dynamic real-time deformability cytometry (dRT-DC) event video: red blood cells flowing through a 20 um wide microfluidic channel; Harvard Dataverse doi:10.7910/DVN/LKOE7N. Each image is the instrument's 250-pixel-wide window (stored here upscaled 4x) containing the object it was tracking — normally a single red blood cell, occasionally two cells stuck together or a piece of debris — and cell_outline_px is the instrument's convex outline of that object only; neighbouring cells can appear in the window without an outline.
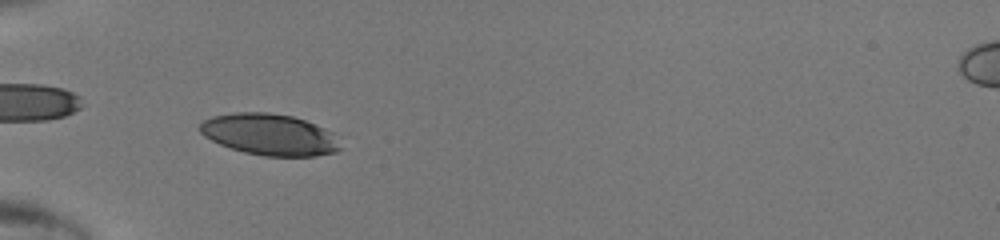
{"species": "human", "species_latin": "Homo sapiens", "temperature_condition": "room temperature", "stored_images_in_passage": 44, "camera_frame_rate_fps": 3000, "um_per_image_px": 0.085, "donor": {"sex": "male"}, "frame": {"image": 1, "passage_image": 13, "time_ms": 4.0, "image_size_px": [1000, 240], "cell_outline_px": [[340, 148], [336, 152], [316, 156], [264, 156], [244, 152], [220, 144], [204, 136], [200, 132], [200, 124], [204, 120], [212, 116], [232, 112], [268, 112], [292, 116], [304, 120], [324, 128], [332, 132]], "centroid_in_image_um": [22.88, 11.43], "position_along_channel_um": 62.1, "area_um2": 33.7}}
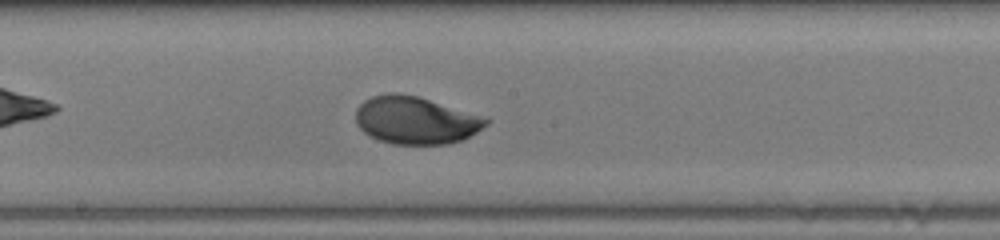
{"frame": {"image": 2, "passage_image": 24, "time_ms": 7.667, "image_size_px": [1000, 240], "cell_outline_px": [[492, 120], [488, 124], [464, 140], [448, 144], [392, 144], [368, 136], [356, 124], [356, 108], [364, 100], [372, 96], [388, 92], [400, 92], [416, 96], [480, 116]], "centroid_in_image_um": [35.28, 10.23], "position_along_channel_um": 212.9, "area_um2": 36.01}}
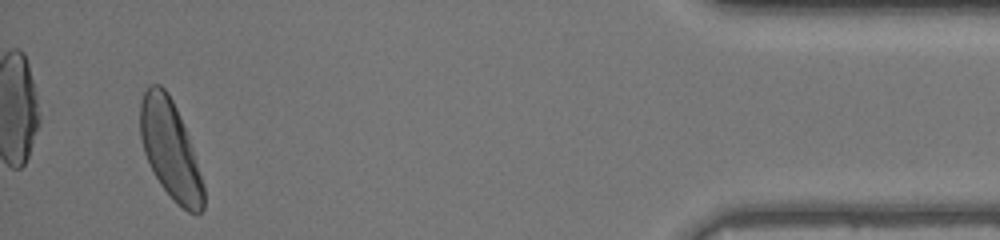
{"frame": {"image": 3, "passage_image": 42, "time_ms": 13.667, "image_size_px": [1000, 240], "cell_outline_px": [[204, 208], [196, 216], [188, 212], [160, 184], [144, 152], [140, 136], [140, 100], [148, 84], [160, 84], [168, 92], [180, 116], [192, 148], [204, 184]], "centroid_in_image_um": [14.47, 12.68], "position_along_channel_um": 420.7, "area_um2": 35.72}}